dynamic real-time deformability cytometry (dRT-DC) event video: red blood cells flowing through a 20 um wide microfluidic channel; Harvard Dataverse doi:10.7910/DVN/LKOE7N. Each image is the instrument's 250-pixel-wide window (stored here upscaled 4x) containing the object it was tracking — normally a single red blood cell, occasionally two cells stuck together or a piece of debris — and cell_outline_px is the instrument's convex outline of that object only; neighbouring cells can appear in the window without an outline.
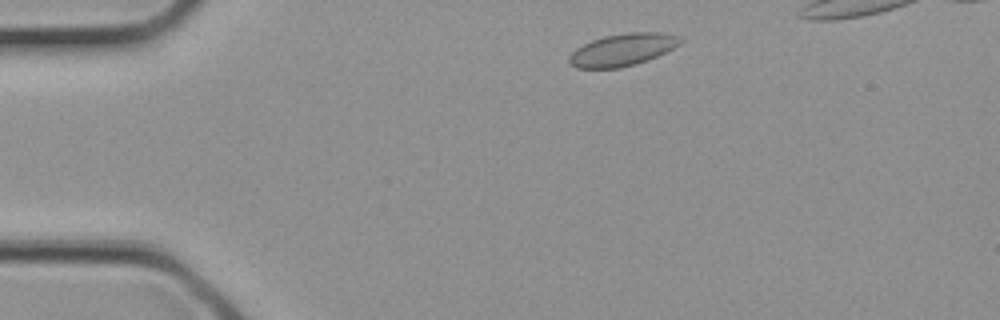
{"species": "common noctule bat (a hibernating species)", "species_latin": "Nyctalus noctula", "temperature_condition": "cold", "stored_images_in_passage": 3, "camera_frame_rate_fps": 3000, "um_per_image_px": 0.085, "animal": {"sex": "female", "body_mass_g": 21.9}, "frame": {"image": 1, "passage_image": 3, "time_ms": 0.667, "image_size_px": [1000, 320], "cell_outline_px": [[684, 40], [680, 44], [648, 60], [636, 64], [620, 68], [576, 68], [568, 64], [568, 56], [576, 48], [592, 40], [604, 36], [628, 32], [668, 32], [680, 36]], "centroid_in_image_um": [52.92, 4.22], "position_along_channel_um": 32.1, "area_um2": 21.1}}